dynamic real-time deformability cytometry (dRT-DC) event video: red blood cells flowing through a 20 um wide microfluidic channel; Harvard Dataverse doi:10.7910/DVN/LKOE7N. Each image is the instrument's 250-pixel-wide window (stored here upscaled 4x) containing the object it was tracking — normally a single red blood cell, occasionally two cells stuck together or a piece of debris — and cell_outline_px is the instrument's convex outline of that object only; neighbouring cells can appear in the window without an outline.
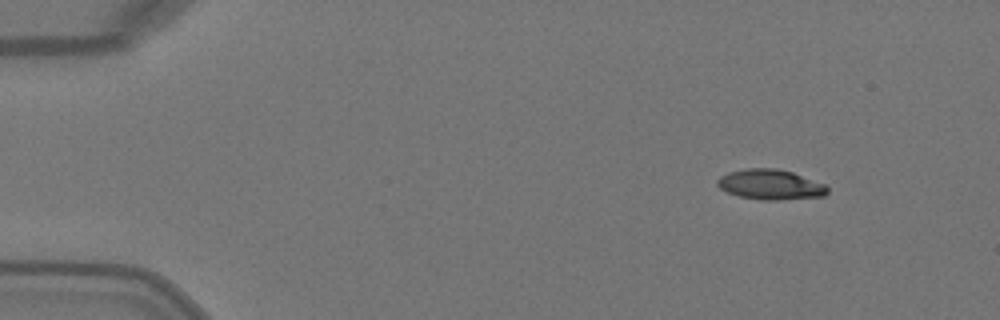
{"species": "Egyptian fruit bat (a non-hibernating species)", "species_latin": "Rousettus aegyptiacus", "temperature_condition": "warm", "stored_images_in_passage": 4, "camera_frame_rate_fps": 3000, "um_per_image_px": 0.085, "animal": {"sex": "female"}, "frame": {"image": 1, "passage_image": 1, "time_ms": 0.0, "image_size_px": [1000, 320], "cell_outline_px": [[828, 192], [824, 196], [780, 200], [760, 200], [740, 196], [728, 192], [720, 188], [716, 184], [716, 180], [720, 176], [728, 172], [744, 168], [776, 168], [792, 172], [824, 184], [828, 188]], "centroid_in_image_um": [65.46, 15.68], "position_along_channel_um": 19.5, "area_um2": 19.36}}
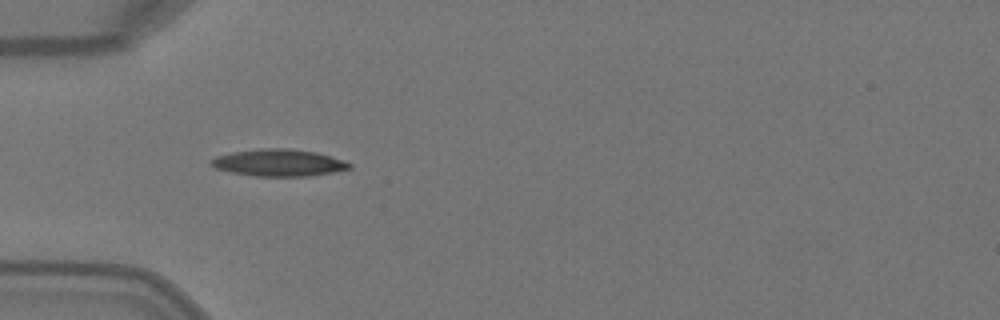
{"frame": {"image": 2, "passage_image": 3, "time_ms": 0.667, "image_size_px": [1000, 320], "cell_outline_px": [[352, 168], [336, 172], [308, 176], [256, 176], [232, 172], [216, 168], [208, 164], [216, 156], [232, 152], [264, 148], [292, 148], [316, 152], [344, 160], [352, 164]], "centroid_in_image_um": [23.74, 13.83], "position_along_channel_um": 61.3, "area_um2": 21.79}}
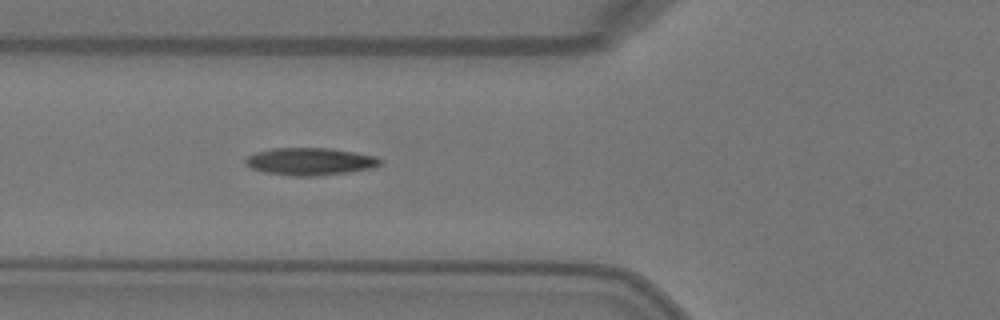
{"frame": {"image": 3, "passage_image": 4, "time_ms": 1.0, "image_size_px": [1000, 320], "cell_outline_px": [[384, 160], [380, 164], [372, 168], [348, 172], [312, 176], [292, 176], [264, 172], [252, 168], [244, 164], [244, 160], [248, 156], [256, 152], [272, 148], [328, 148], [376, 156]], "centroid_in_image_um": [26.34, 13.72], "position_along_channel_um": 99.5, "area_um2": 21.44}}